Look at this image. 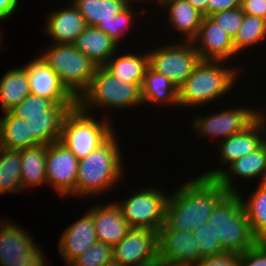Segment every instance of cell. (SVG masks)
Wrapping results in <instances>:
<instances>
[{"mask_svg":"<svg viewBox=\"0 0 266 266\" xmlns=\"http://www.w3.org/2000/svg\"><path fill=\"white\" fill-rule=\"evenodd\" d=\"M28 232V233H27ZM24 227L0 222V265L24 266L30 253L37 247ZM36 245V246H35Z\"/></svg>","mask_w":266,"mask_h":266,"instance_id":"19","label":"cell"},{"mask_svg":"<svg viewBox=\"0 0 266 266\" xmlns=\"http://www.w3.org/2000/svg\"><path fill=\"white\" fill-rule=\"evenodd\" d=\"M182 43V44H181ZM157 47L148 52L149 67L166 76L179 89L192 74L201 58L192 42Z\"/></svg>","mask_w":266,"mask_h":266,"instance_id":"10","label":"cell"},{"mask_svg":"<svg viewBox=\"0 0 266 266\" xmlns=\"http://www.w3.org/2000/svg\"><path fill=\"white\" fill-rule=\"evenodd\" d=\"M53 105L51 100L30 93L11 112L26 120L27 115L44 114V111L49 110Z\"/></svg>","mask_w":266,"mask_h":266,"instance_id":"36","label":"cell"},{"mask_svg":"<svg viewBox=\"0 0 266 266\" xmlns=\"http://www.w3.org/2000/svg\"><path fill=\"white\" fill-rule=\"evenodd\" d=\"M115 136L113 133L87 157L79 160L75 191L72 196L86 197L94 194L96 196L116 188L124 173L121 164L123 160L117 143L118 137Z\"/></svg>","mask_w":266,"mask_h":266,"instance_id":"2","label":"cell"},{"mask_svg":"<svg viewBox=\"0 0 266 266\" xmlns=\"http://www.w3.org/2000/svg\"><path fill=\"white\" fill-rule=\"evenodd\" d=\"M200 259L193 231H158V262L196 265Z\"/></svg>","mask_w":266,"mask_h":266,"instance_id":"17","label":"cell"},{"mask_svg":"<svg viewBox=\"0 0 266 266\" xmlns=\"http://www.w3.org/2000/svg\"><path fill=\"white\" fill-rule=\"evenodd\" d=\"M141 99L143 105L157 103L158 106H178V89L166 76L148 67L141 85Z\"/></svg>","mask_w":266,"mask_h":266,"instance_id":"28","label":"cell"},{"mask_svg":"<svg viewBox=\"0 0 266 266\" xmlns=\"http://www.w3.org/2000/svg\"><path fill=\"white\" fill-rule=\"evenodd\" d=\"M144 1V0H143ZM153 1V0H152ZM164 0H155V3L157 2L158 4H160L161 2H163Z\"/></svg>","mask_w":266,"mask_h":266,"instance_id":"49","label":"cell"},{"mask_svg":"<svg viewBox=\"0 0 266 266\" xmlns=\"http://www.w3.org/2000/svg\"><path fill=\"white\" fill-rule=\"evenodd\" d=\"M103 205L100 203L93 207V221L97 242L106 243L114 247L127 235L131 227L115 202Z\"/></svg>","mask_w":266,"mask_h":266,"instance_id":"22","label":"cell"},{"mask_svg":"<svg viewBox=\"0 0 266 266\" xmlns=\"http://www.w3.org/2000/svg\"><path fill=\"white\" fill-rule=\"evenodd\" d=\"M156 188H144L116 204L131 228H150L159 231L166 222L169 195Z\"/></svg>","mask_w":266,"mask_h":266,"instance_id":"9","label":"cell"},{"mask_svg":"<svg viewBox=\"0 0 266 266\" xmlns=\"http://www.w3.org/2000/svg\"><path fill=\"white\" fill-rule=\"evenodd\" d=\"M241 3L242 0H208L207 17L217 12L241 7Z\"/></svg>","mask_w":266,"mask_h":266,"instance_id":"41","label":"cell"},{"mask_svg":"<svg viewBox=\"0 0 266 266\" xmlns=\"http://www.w3.org/2000/svg\"><path fill=\"white\" fill-rule=\"evenodd\" d=\"M227 194L216 179L198 175L186 181L169 194L166 222L160 230H196L208 222L214 207Z\"/></svg>","mask_w":266,"mask_h":266,"instance_id":"1","label":"cell"},{"mask_svg":"<svg viewBox=\"0 0 266 266\" xmlns=\"http://www.w3.org/2000/svg\"><path fill=\"white\" fill-rule=\"evenodd\" d=\"M29 94L30 87L24 66L7 71L0 79V100L4 113L14 109Z\"/></svg>","mask_w":266,"mask_h":266,"instance_id":"29","label":"cell"},{"mask_svg":"<svg viewBox=\"0 0 266 266\" xmlns=\"http://www.w3.org/2000/svg\"><path fill=\"white\" fill-rule=\"evenodd\" d=\"M160 5L168 7V21L185 37L182 41L191 42L197 35L204 14L186 0H164Z\"/></svg>","mask_w":266,"mask_h":266,"instance_id":"24","label":"cell"},{"mask_svg":"<svg viewBox=\"0 0 266 266\" xmlns=\"http://www.w3.org/2000/svg\"><path fill=\"white\" fill-rule=\"evenodd\" d=\"M97 242L93 221V207L88 213L68 226L59 241L61 257L69 265L75 258L84 253Z\"/></svg>","mask_w":266,"mask_h":266,"instance_id":"20","label":"cell"},{"mask_svg":"<svg viewBox=\"0 0 266 266\" xmlns=\"http://www.w3.org/2000/svg\"><path fill=\"white\" fill-rule=\"evenodd\" d=\"M262 144L264 145L265 155H266V135H265V138H264ZM265 168H266V167H265Z\"/></svg>","mask_w":266,"mask_h":266,"instance_id":"47","label":"cell"},{"mask_svg":"<svg viewBox=\"0 0 266 266\" xmlns=\"http://www.w3.org/2000/svg\"><path fill=\"white\" fill-rule=\"evenodd\" d=\"M238 194L252 234L258 241H266V182H259L256 191L246 200L239 192Z\"/></svg>","mask_w":266,"mask_h":266,"instance_id":"31","label":"cell"},{"mask_svg":"<svg viewBox=\"0 0 266 266\" xmlns=\"http://www.w3.org/2000/svg\"><path fill=\"white\" fill-rule=\"evenodd\" d=\"M266 135V115L263 113L244 131L219 141L218 151L221 165L229 166L238 158L258 149Z\"/></svg>","mask_w":266,"mask_h":266,"instance_id":"18","label":"cell"},{"mask_svg":"<svg viewBox=\"0 0 266 266\" xmlns=\"http://www.w3.org/2000/svg\"><path fill=\"white\" fill-rule=\"evenodd\" d=\"M40 145L30 134L29 121L15 116L11 111L0 117V147L23 150Z\"/></svg>","mask_w":266,"mask_h":266,"instance_id":"26","label":"cell"},{"mask_svg":"<svg viewBox=\"0 0 266 266\" xmlns=\"http://www.w3.org/2000/svg\"><path fill=\"white\" fill-rule=\"evenodd\" d=\"M191 42L201 60L229 61L232 57H237L233 38L207 16H204L197 35Z\"/></svg>","mask_w":266,"mask_h":266,"instance_id":"16","label":"cell"},{"mask_svg":"<svg viewBox=\"0 0 266 266\" xmlns=\"http://www.w3.org/2000/svg\"><path fill=\"white\" fill-rule=\"evenodd\" d=\"M266 39V20L255 15H244L242 24L233 39L236 54Z\"/></svg>","mask_w":266,"mask_h":266,"instance_id":"33","label":"cell"},{"mask_svg":"<svg viewBox=\"0 0 266 266\" xmlns=\"http://www.w3.org/2000/svg\"><path fill=\"white\" fill-rule=\"evenodd\" d=\"M133 1L136 2V0H72V4L81 13L88 26L105 32L119 46L121 37L132 26L133 15L137 14L131 9Z\"/></svg>","mask_w":266,"mask_h":266,"instance_id":"8","label":"cell"},{"mask_svg":"<svg viewBox=\"0 0 266 266\" xmlns=\"http://www.w3.org/2000/svg\"><path fill=\"white\" fill-rule=\"evenodd\" d=\"M114 53L103 67L114 77L130 82L137 83L140 87L145 76L146 69L149 67V55L137 53H125L115 57Z\"/></svg>","mask_w":266,"mask_h":266,"instance_id":"27","label":"cell"},{"mask_svg":"<svg viewBox=\"0 0 266 266\" xmlns=\"http://www.w3.org/2000/svg\"><path fill=\"white\" fill-rule=\"evenodd\" d=\"M141 104V87L114 77L103 66H98L90 85L77 99V106L86 113L96 107L112 110Z\"/></svg>","mask_w":266,"mask_h":266,"instance_id":"5","label":"cell"},{"mask_svg":"<svg viewBox=\"0 0 266 266\" xmlns=\"http://www.w3.org/2000/svg\"><path fill=\"white\" fill-rule=\"evenodd\" d=\"M113 260L122 266H156L158 232L150 228H131L113 247Z\"/></svg>","mask_w":266,"mask_h":266,"instance_id":"11","label":"cell"},{"mask_svg":"<svg viewBox=\"0 0 266 266\" xmlns=\"http://www.w3.org/2000/svg\"><path fill=\"white\" fill-rule=\"evenodd\" d=\"M24 266H48L43 251L37 247L30 253V257Z\"/></svg>","mask_w":266,"mask_h":266,"instance_id":"43","label":"cell"},{"mask_svg":"<svg viewBox=\"0 0 266 266\" xmlns=\"http://www.w3.org/2000/svg\"><path fill=\"white\" fill-rule=\"evenodd\" d=\"M77 104H54L44 114L27 115L30 134L40 145H49L60 141L62 124L66 114Z\"/></svg>","mask_w":266,"mask_h":266,"instance_id":"23","label":"cell"},{"mask_svg":"<svg viewBox=\"0 0 266 266\" xmlns=\"http://www.w3.org/2000/svg\"><path fill=\"white\" fill-rule=\"evenodd\" d=\"M244 14L255 15L266 20V0H242Z\"/></svg>","mask_w":266,"mask_h":266,"instance_id":"40","label":"cell"},{"mask_svg":"<svg viewBox=\"0 0 266 266\" xmlns=\"http://www.w3.org/2000/svg\"><path fill=\"white\" fill-rule=\"evenodd\" d=\"M244 15L245 14L242 11L241 7H236L226 11L214 13L210 15L209 18L234 39L238 32V29L242 24Z\"/></svg>","mask_w":266,"mask_h":266,"instance_id":"37","label":"cell"},{"mask_svg":"<svg viewBox=\"0 0 266 266\" xmlns=\"http://www.w3.org/2000/svg\"><path fill=\"white\" fill-rule=\"evenodd\" d=\"M102 120H97L76 106L64 117L60 142L78 160L87 157L114 133L110 120Z\"/></svg>","mask_w":266,"mask_h":266,"instance_id":"7","label":"cell"},{"mask_svg":"<svg viewBox=\"0 0 266 266\" xmlns=\"http://www.w3.org/2000/svg\"><path fill=\"white\" fill-rule=\"evenodd\" d=\"M20 0H0V21L11 17L17 9Z\"/></svg>","mask_w":266,"mask_h":266,"instance_id":"42","label":"cell"},{"mask_svg":"<svg viewBox=\"0 0 266 266\" xmlns=\"http://www.w3.org/2000/svg\"><path fill=\"white\" fill-rule=\"evenodd\" d=\"M103 266H122V265H120L116 261L112 260V261L108 262L107 264H105Z\"/></svg>","mask_w":266,"mask_h":266,"instance_id":"46","label":"cell"},{"mask_svg":"<svg viewBox=\"0 0 266 266\" xmlns=\"http://www.w3.org/2000/svg\"><path fill=\"white\" fill-rule=\"evenodd\" d=\"M193 233L194 241L199 248L200 258L224 252L219 238H216L212 227L208 223L202 224Z\"/></svg>","mask_w":266,"mask_h":266,"instance_id":"35","label":"cell"},{"mask_svg":"<svg viewBox=\"0 0 266 266\" xmlns=\"http://www.w3.org/2000/svg\"><path fill=\"white\" fill-rule=\"evenodd\" d=\"M156 266H195L188 264H179V263H169V262H158Z\"/></svg>","mask_w":266,"mask_h":266,"instance_id":"45","label":"cell"},{"mask_svg":"<svg viewBox=\"0 0 266 266\" xmlns=\"http://www.w3.org/2000/svg\"><path fill=\"white\" fill-rule=\"evenodd\" d=\"M229 170L221 168L201 174L204 178L216 179L228 193H238L234 181L236 178L255 179L260 177L261 182H266V155L264 145L250 154L238 158L228 166ZM234 185V186H233Z\"/></svg>","mask_w":266,"mask_h":266,"instance_id":"15","label":"cell"},{"mask_svg":"<svg viewBox=\"0 0 266 266\" xmlns=\"http://www.w3.org/2000/svg\"><path fill=\"white\" fill-rule=\"evenodd\" d=\"M239 266H266V241H258L239 255Z\"/></svg>","mask_w":266,"mask_h":266,"instance_id":"38","label":"cell"},{"mask_svg":"<svg viewBox=\"0 0 266 266\" xmlns=\"http://www.w3.org/2000/svg\"><path fill=\"white\" fill-rule=\"evenodd\" d=\"M225 110V111H224ZM221 112L196 117L193 129L201 137L220 138L219 141L247 129L263 112L253 108H228ZM260 110V111H259ZM222 138V139H221Z\"/></svg>","mask_w":266,"mask_h":266,"instance_id":"12","label":"cell"},{"mask_svg":"<svg viewBox=\"0 0 266 266\" xmlns=\"http://www.w3.org/2000/svg\"><path fill=\"white\" fill-rule=\"evenodd\" d=\"M73 45L98 66H103L118 51V45L105 32L93 26H88Z\"/></svg>","mask_w":266,"mask_h":266,"instance_id":"25","label":"cell"},{"mask_svg":"<svg viewBox=\"0 0 266 266\" xmlns=\"http://www.w3.org/2000/svg\"><path fill=\"white\" fill-rule=\"evenodd\" d=\"M24 67L31 94L47 98L54 104H77V99L61 83L58 75L40 55Z\"/></svg>","mask_w":266,"mask_h":266,"instance_id":"14","label":"cell"},{"mask_svg":"<svg viewBox=\"0 0 266 266\" xmlns=\"http://www.w3.org/2000/svg\"><path fill=\"white\" fill-rule=\"evenodd\" d=\"M45 20V32L53 39L52 44H73L88 27L86 20L73 4L52 11Z\"/></svg>","mask_w":266,"mask_h":266,"instance_id":"21","label":"cell"},{"mask_svg":"<svg viewBox=\"0 0 266 266\" xmlns=\"http://www.w3.org/2000/svg\"><path fill=\"white\" fill-rule=\"evenodd\" d=\"M79 160L60 141L47 146L46 184L60 196H70L75 191Z\"/></svg>","mask_w":266,"mask_h":266,"instance_id":"13","label":"cell"},{"mask_svg":"<svg viewBox=\"0 0 266 266\" xmlns=\"http://www.w3.org/2000/svg\"><path fill=\"white\" fill-rule=\"evenodd\" d=\"M40 56L76 99L88 88L98 68L96 63L73 44H51Z\"/></svg>","mask_w":266,"mask_h":266,"instance_id":"6","label":"cell"},{"mask_svg":"<svg viewBox=\"0 0 266 266\" xmlns=\"http://www.w3.org/2000/svg\"><path fill=\"white\" fill-rule=\"evenodd\" d=\"M46 154L47 145L20 150L22 190L46 184Z\"/></svg>","mask_w":266,"mask_h":266,"instance_id":"30","label":"cell"},{"mask_svg":"<svg viewBox=\"0 0 266 266\" xmlns=\"http://www.w3.org/2000/svg\"><path fill=\"white\" fill-rule=\"evenodd\" d=\"M20 177V150H8L0 147V194L21 192Z\"/></svg>","mask_w":266,"mask_h":266,"instance_id":"32","label":"cell"},{"mask_svg":"<svg viewBox=\"0 0 266 266\" xmlns=\"http://www.w3.org/2000/svg\"><path fill=\"white\" fill-rule=\"evenodd\" d=\"M2 36H3V35H1V32H0V47H2V46H1V44H2V41H3V40H2V39H3V37H2Z\"/></svg>","mask_w":266,"mask_h":266,"instance_id":"48","label":"cell"},{"mask_svg":"<svg viewBox=\"0 0 266 266\" xmlns=\"http://www.w3.org/2000/svg\"><path fill=\"white\" fill-rule=\"evenodd\" d=\"M112 260L113 247L106 243L96 242L68 266H103Z\"/></svg>","mask_w":266,"mask_h":266,"instance_id":"34","label":"cell"},{"mask_svg":"<svg viewBox=\"0 0 266 266\" xmlns=\"http://www.w3.org/2000/svg\"><path fill=\"white\" fill-rule=\"evenodd\" d=\"M186 1H188L194 8L203 13L204 16H207L208 0H186Z\"/></svg>","mask_w":266,"mask_h":266,"instance_id":"44","label":"cell"},{"mask_svg":"<svg viewBox=\"0 0 266 266\" xmlns=\"http://www.w3.org/2000/svg\"><path fill=\"white\" fill-rule=\"evenodd\" d=\"M195 266H239V254L223 252L202 257Z\"/></svg>","mask_w":266,"mask_h":266,"instance_id":"39","label":"cell"},{"mask_svg":"<svg viewBox=\"0 0 266 266\" xmlns=\"http://www.w3.org/2000/svg\"><path fill=\"white\" fill-rule=\"evenodd\" d=\"M224 63L225 61L201 60L178 89V106H207V103L228 94L242 72L239 67H225Z\"/></svg>","mask_w":266,"mask_h":266,"instance_id":"3","label":"cell"},{"mask_svg":"<svg viewBox=\"0 0 266 266\" xmlns=\"http://www.w3.org/2000/svg\"><path fill=\"white\" fill-rule=\"evenodd\" d=\"M219 238L224 252L243 254L258 240L250 224L238 193H228L213 209L207 222Z\"/></svg>","mask_w":266,"mask_h":266,"instance_id":"4","label":"cell"}]
</instances>
